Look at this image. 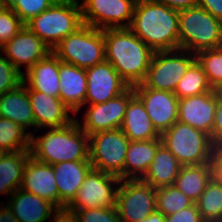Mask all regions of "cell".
<instances>
[{"label":"cell","mask_w":222,"mask_h":222,"mask_svg":"<svg viewBox=\"0 0 222 222\" xmlns=\"http://www.w3.org/2000/svg\"><path fill=\"white\" fill-rule=\"evenodd\" d=\"M129 29L154 52L179 49L178 11L157 0H137Z\"/></svg>","instance_id":"cell-1"},{"label":"cell","mask_w":222,"mask_h":222,"mask_svg":"<svg viewBox=\"0 0 222 222\" xmlns=\"http://www.w3.org/2000/svg\"><path fill=\"white\" fill-rule=\"evenodd\" d=\"M103 34L106 61L129 86L142 83L154 51L129 28H107Z\"/></svg>","instance_id":"cell-2"},{"label":"cell","mask_w":222,"mask_h":222,"mask_svg":"<svg viewBox=\"0 0 222 222\" xmlns=\"http://www.w3.org/2000/svg\"><path fill=\"white\" fill-rule=\"evenodd\" d=\"M30 134V154L43 163L89 160V136L75 119L62 128H48L43 135Z\"/></svg>","instance_id":"cell-3"},{"label":"cell","mask_w":222,"mask_h":222,"mask_svg":"<svg viewBox=\"0 0 222 222\" xmlns=\"http://www.w3.org/2000/svg\"><path fill=\"white\" fill-rule=\"evenodd\" d=\"M83 25L80 0H56L47 10L25 24L51 49Z\"/></svg>","instance_id":"cell-4"},{"label":"cell","mask_w":222,"mask_h":222,"mask_svg":"<svg viewBox=\"0 0 222 222\" xmlns=\"http://www.w3.org/2000/svg\"><path fill=\"white\" fill-rule=\"evenodd\" d=\"M179 49L197 54L222 47V21L200 6L178 11Z\"/></svg>","instance_id":"cell-5"},{"label":"cell","mask_w":222,"mask_h":222,"mask_svg":"<svg viewBox=\"0 0 222 222\" xmlns=\"http://www.w3.org/2000/svg\"><path fill=\"white\" fill-rule=\"evenodd\" d=\"M52 52L64 63L88 69L106 61L102 29L83 25L62 39Z\"/></svg>","instance_id":"cell-6"},{"label":"cell","mask_w":222,"mask_h":222,"mask_svg":"<svg viewBox=\"0 0 222 222\" xmlns=\"http://www.w3.org/2000/svg\"><path fill=\"white\" fill-rule=\"evenodd\" d=\"M160 138L182 165L210 163L214 145L206 132L177 121Z\"/></svg>","instance_id":"cell-7"},{"label":"cell","mask_w":222,"mask_h":222,"mask_svg":"<svg viewBox=\"0 0 222 222\" xmlns=\"http://www.w3.org/2000/svg\"><path fill=\"white\" fill-rule=\"evenodd\" d=\"M129 142L120 128L89 135V160L93 169L124 180V163Z\"/></svg>","instance_id":"cell-8"},{"label":"cell","mask_w":222,"mask_h":222,"mask_svg":"<svg viewBox=\"0 0 222 222\" xmlns=\"http://www.w3.org/2000/svg\"><path fill=\"white\" fill-rule=\"evenodd\" d=\"M195 61L196 54L184 49L154 52L142 84L148 88L174 92Z\"/></svg>","instance_id":"cell-9"},{"label":"cell","mask_w":222,"mask_h":222,"mask_svg":"<svg viewBox=\"0 0 222 222\" xmlns=\"http://www.w3.org/2000/svg\"><path fill=\"white\" fill-rule=\"evenodd\" d=\"M115 207L122 222H140L156 211V188L141 179L121 180Z\"/></svg>","instance_id":"cell-10"},{"label":"cell","mask_w":222,"mask_h":222,"mask_svg":"<svg viewBox=\"0 0 222 222\" xmlns=\"http://www.w3.org/2000/svg\"><path fill=\"white\" fill-rule=\"evenodd\" d=\"M120 182L116 175L92 169L65 210L115 207Z\"/></svg>","instance_id":"cell-11"},{"label":"cell","mask_w":222,"mask_h":222,"mask_svg":"<svg viewBox=\"0 0 222 222\" xmlns=\"http://www.w3.org/2000/svg\"><path fill=\"white\" fill-rule=\"evenodd\" d=\"M137 0H83L82 19L97 29L129 28Z\"/></svg>","instance_id":"cell-12"},{"label":"cell","mask_w":222,"mask_h":222,"mask_svg":"<svg viewBox=\"0 0 222 222\" xmlns=\"http://www.w3.org/2000/svg\"><path fill=\"white\" fill-rule=\"evenodd\" d=\"M135 95L129 86L123 93L104 103L87 105L80 128L89 136L96 132L120 128L129 100Z\"/></svg>","instance_id":"cell-13"},{"label":"cell","mask_w":222,"mask_h":222,"mask_svg":"<svg viewBox=\"0 0 222 222\" xmlns=\"http://www.w3.org/2000/svg\"><path fill=\"white\" fill-rule=\"evenodd\" d=\"M133 90L160 135L178 121L179 99L174 92L148 88L142 83L133 86Z\"/></svg>","instance_id":"cell-14"},{"label":"cell","mask_w":222,"mask_h":222,"mask_svg":"<svg viewBox=\"0 0 222 222\" xmlns=\"http://www.w3.org/2000/svg\"><path fill=\"white\" fill-rule=\"evenodd\" d=\"M0 52L5 54L12 65L22 74L20 67L24 65L26 72L41 59L45 58L52 49L44 43L27 26H24L11 40L5 43Z\"/></svg>","instance_id":"cell-15"},{"label":"cell","mask_w":222,"mask_h":222,"mask_svg":"<svg viewBox=\"0 0 222 222\" xmlns=\"http://www.w3.org/2000/svg\"><path fill=\"white\" fill-rule=\"evenodd\" d=\"M86 75L85 105L107 102L123 93L129 87L111 63L107 61L86 69Z\"/></svg>","instance_id":"cell-16"},{"label":"cell","mask_w":222,"mask_h":222,"mask_svg":"<svg viewBox=\"0 0 222 222\" xmlns=\"http://www.w3.org/2000/svg\"><path fill=\"white\" fill-rule=\"evenodd\" d=\"M217 96L214 89L178 101V121L212 135Z\"/></svg>","instance_id":"cell-17"},{"label":"cell","mask_w":222,"mask_h":222,"mask_svg":"<svg viewBox=\"0 0 222 222\" xmlns=\"http://www.w3.org/2000/svg\"><path fill=\"white\" fill-rule=\"evenodd\" d=\"M28 94L35 118V132H29V134H34L38 129L46 127L62 128L75 120L73 112L60 98L35 90H28Z\"/></svg>","instance_id":"cell-18"},{"label":"cell","mask_w":222,"mask_h":222,"mask_svg":"<svg viewBox=\"0 0 222 222\" xmlns=\"http://www.w3.org/2000/svg\"><path fill=\"white\" fill-rule=\"evenodd\" d=\"M93 169L90 160L64 161L53 165L54 176L58 189V209L65 208L76 197L80 186L88 173Z\"/></svg>","instance_id":"cell-19"},{"label":"cell","mask_w":222,"mask_h":222,"mask_svg":"<svg viewBox=\"0 0 222 222\" xmlns=\"http://www.w3.org/2000/svg\"><path fill=\"white\" fill-rule=\"evenodd\" d=\"M8 207L19 222L52 221L60 210L47 199L22 190H15L7 200ZM48 219V220H47Z\"/></svg>","instance_id":"cell-20"},{"label":"cell","mask_w":222,"mask_h":222,"mask_svg":"<svg viewBox=\"0 0 222 222\" xmlns=\"http://www.w3.org/2000/svg\"><path fill=\"white\" fill-rule=\"evenodd\" d=\"M20 188L47 199L58 208V189L53 165L40 162L30 156L24 168Z\"/></svg>","instance_id":"cell-21"},{"label":"cell","mask_w":222,"mask_h":222,"mask_svg":"<svg viewBox=\"0 0 222 222\" xmlns=\"http://www.w3.org/2000/svg\"><path fill=\"white\" fill-rule=\"evenodd\" d=\"M59 82L61 101L77 115L85 106L87 91L86 69L59 60Z\"/></svg>","instance_id":"cell-22"},{"label":"cell","mask_w":222,"mask_h":222,"mask_svg":"<svg viewBox=\"0 0 222 222\" xmlns=\"http://www.w3.org/2000/svg\"><path fill=\"white\" fill-rule=\"evenodd\" d=\"M23 83L28 90L43 92L59 98V59L50 52L23 74Z\"/></svg>","instance_id":"cell-23"},{"label":"cell","mask_w":222,"mask_h":222,"mask_svg":"<svg viewBox=\"0 0 222 222\" xmlns=\"http://www.w3.org/2000/svg\"><path fill=\"white\" fill-rule=\"evenodd\" d=\"M0 117L19 124L25 130L28 127H33L35 132V118L28 88L24 83L0 96Z\"/></svg>","instance_id":"cell-24"},{"label":"cell","mask_w":222,"mask_h":222,"mask_svg":"<svg viewBox=\"0 0 222 222\" xmlns=\"http://www.w3.org/2000/svg\"><path fill=\"white\" fill-rule=\"evenodd\" d=\"M120 129L130 141H145L160 138L141 100L134 95L128 102Z\"/></svg>","instance_id":"cell-25"},{"label":"cell","mask_w":222,"mask_h":222,"mask_svg":"<svg viewBox=\"0 0 222 222\" xmlns=\"http://www.w3.org/2000/svg\"><path fill=\"white\" fill-rule=\"evenodd\" d=\"M161 138L130 141L124 163V180L142 179L154 160Z\"/></svg>","instance_id":"cell-26"},{"label":"cell","mask_w":222,"mask_h":222,"mask_svg":"<svg viewBox=\"0 0 222 222\" xmlns=\"http://www.w3.org/2000/svg\"><path fill=\"white\" fill-rule=\"evenodd\" d=\"M181 167L182 164L177 158L161 144L157 148L148 171L141 180L154 188L173 185Z\"/></svg>","instance_id":"cell-27"},{"label":"cell","mask_w":222,"mask_h":222,"mask_svg":"<svg viewBox=\"0 0 222 222\" xmlns=\"http://www.w3.org/2000/svg\"><path fill=\"white\" fill-rule=\"evenodd\" d=\"M30 150L5 152L0 158V195L10 196L19 189Z\"/></svg>","instance_id":"cell-28"},{"label":"cell","mask_w":222,"mask_h":222,"mask_svg":"<svg viewBox=\"0 0 222 222\" xmlns=\"http://www.w3.org/2000/svg\"><path fill=\"white\" fill-rule=\"evenodd\" d=\"M211 180L210 163L182 165L173 185L195 203Z\"/></svg>","instance_id":"cell-29"},{"label":"cell","mask_w":222,"mask_h":222,"mask_svg":"<svg viewBox=\"0 0 222 222\" xmlns=\"http://www.w3.org/2000/svg\"><path fill=\"white\" fill-rule=\"evenodd\" d=\"M195 204L204 222H222V184L212 179Z\"/></svg>","instance_id":"cell-30"},{"label":"cell","mask_w":222,"mask_h":222,"mask_svg":"<svg viewBox=\"0 0 222 222\" xmlns=\"http://www.w3.org/2000/svg\"><path fill=\"white\" fill-rule=\"evenodd\" d=\"M212 90L202 66L196 60L180 79L174 93L182 99Z\"/></svg>","instance_id":"cell-31"},{"label":"cell","mask_w":222,"mask_h":222,"mask_svg":"<svg viewBox=\"0 0 222 222\" xmlns=\"http://www.w3.org/2000/svg\"><path fill=\"white\" fill-rule=\"evenodd\" d=\"M19 124L0 117V150L15 152L30 149V134Z\"/></svg>","instance_id":"cell-32"},{"label":"cell","mask_w":222,"mask_h":222,"mask_svg":"<svg viewBox=\"0 0 222 222\" xmlns=\"http://www.w3.org/2000/svg\"><path fill=\"white\" fill-rule=\"evenodd\" d=\"M194 202L174 185L156 188V211L164 216L191 206Z\"/></svg>","instance_id":"cell-33"},{"label":"cell","mask_w":222,"mask_h":222,"mask_svg":"<svg viewBox=\"0 0 222 222\" xmlns=\"http://www.w3.org/2000/svg\"><path fill=\"white\" fill-rule=\"evenodd\" d=\"M196 60L202 66L210 86L214 89L222 82V47L202 50L196 54Z\"/></svg>","instance_id":"cell-34"},{"label":"cell","mask_w":222,"mask_h":222,"mask_svg":"<svg viewBox=\"0 0 222 222\" xmlns=\"http://www.w3.org/2000/svg\"><path fill=\"white\" fill-rule=\"evenodd\" d=\"M56 0H13L9 7L26 24L35 16L47 10Z\"/></svg>","instance_id":"cell-35"},{"label":"cell","mask_w":222,"mask_h":222,"mask_svg":"<svg viewBox=\"0 0 222 222\" xmlns=\"http://www.w3.org/2000/svg\"><path fill=\"white\" fill-rule=\"evenodd\" d=\"M25 24L18 15L9 7L0 10V48L15 36Z\"/></svg>","instance_id":"cell-36"},{"label":"cell","mask_w":222,"mask_h":222,"mask_svg":"<svg viewBox=\"0 0 222 222\" xmlns=\"http://www.w3.org/2000/svg\"><path fill=\"white\" fill-rule=\"evenodd\" d=\"M65 211L72 214L77 222H122L116 207Z\"/></svg>","instance_id":"cell-37"},{"label":"cell","mask_w":222,"mask_h":222,"mask_svg":"<svg viewBox=\"0 0 222 222\" xmlns=\"http://www.w3.org/2000/svg\"><path fill=\"white\" fill-rule=\"evenodd\" d=\"M23 83V74L0 52V96Z\"/></svg>","instance_id":"cell-38"},{"label":"cell","mask_w":222,"mask_h":222,"mask_svg":"<svg viewBox=\"0 0 222 222\" xmlns=\"http://www.w3.org/2000/svg\"><path fill=\"white\" fill-rule=\"evenodd\" d=\"M165 222H204L195 203L179 210L176 213L165 216Z\"/></svg>","instance_id":"cell-39"},{"label":"cell","mask_w":222,"mask_h":222,"mask_svg":"<svg viewBox=\"0 0 222 222\" xmlns=\"http://www.w3.org/2000/svg\"><path fill=\"white\" fill-rule=\"evenodd\" d=\"M214 146H222V99L217 97L214 126L210 136Z\"/></svg>","instance_id":"cell-40"},{"label":"cell","mask_w":222,"mask_h":222,"mask_svg":"<svg viewBox=\"0 0 222 222\" xmlns=\"http://www.w3.org/2000/svg\"><path fill=\"white\" fill-rule=\"evenodd\" d=\"M212 179L222 184V146H214L210 159Z\"/></svg>","instance_id":"cell-41"},{"label":"cell","mask_w":222,"mask_h":222,"mask_svg":"<svg viewBox=\"0 0 222 222\" xmlns=\"http://www.w3.org/2000/svg\"><path fill=\"white\" fill-rule=\"evenodd\" d=\"M198 6L222 21V0H199Z\"/></svg>","instance_id":"cell-42"},{"label":"cell","mask_w":222,"mask_h":222,"mask_svg":"<svg viewBox=\"0 0 222 222\" xmlns=\"http://www.w3.org/2000/svg\"><path fill=\"white\" fill-rule=\"evenodd\" d=\"M162 4H165L170 9L177 11L188 9L198 5L199 0H157Z\"/></svg>","instance_id":"cell-43"},{"label":"cell","mask_w":222,"mask_h":222,"mask_svg":"<svg viewBox=\"0 0 222 222\" xmlns=\"http://www.w3.org/2000/svg\"><path fill=\"white\" fill-rule=\"evenodd\" d=\"M0 222H19L7 204L0 205Z\"/></svg>","instance_id":"cell-44"},{"label":"cell","mask_w":222,"mask_h":222,"mask_svg":"<svg viewBox=\"0 0 222 222\" xmlns=\"http://www.w3.org/2000/svg\"><path fill=\"white\" fill-rule=\"evenodd\" d=\"M52 222H77V221L72 214L67 213L65 210H60L57 214H55Z\"/></svg>","instance_id":"cell-45"},{"label":"cell","mask_w":222,"mask_h":222,"mask_svg":"<svg viewBox=\"0 0 222 222\" xmlns=\"http://www.w3.org/2000/svg\"><path fill=\"white\" fill-rule=\"evenodd\" d=\"M140 222H165V216L162 213L155 211Z\"/></svg>","instance_id":"cell-46"},{"label":"cell","mask_w":222,"mask_h":222,"mask_svg":"<svg viewBox=\"0 0 222 222\" xmlns=\"http://www.w3.org/2000/svg\"><path fill=\"white\" fill-rule=\"evenodd\" d=\"M214 91L216 96L222 99V82L214 88Z\"/></svg>","instance_id":"cell-47"},{"label":"cell","mask_w":222,"mask_h":222,"mask_svg":"<svg viewBox=\"0 0 222 222\" xmlns=\"http://www.w3.org/2000/svg\"><path fill=\"white\" fill-rule=\"evenodd\" d=\"M0 2L4 5V6H9L13 0H0Z\"/></svg>","instance_id":"cell-48"},{"label":"cell","mask_w":222,"mask_h":222,"mask_svg":"<svg viewBox=\"0 0 222 222\" xmlns=\"http://www.w3.org/2000/svg\"><path fill=\"white\" fill-rule=\"evenodd\" d=\"M3 154H4V152L2 150H0V158L2 157Z\"/></svg>","instance_id":"cell-49"},{"label":"cell","mask_w":222,"mask_h":222,"mask_svg":"<svg viewBox=\"0 0 222 222\" xmlns=\"http://www.w3.org/2000/svg\"><path fill=\"white\" fill-rule=\"evenodd\" d=\"M4 7V5L0 2V10Z\"/></svg>","instance_id":"cell-50"},{"label":"cell","mask_w":222,"mask_h":222,"mask_svg":"<svg viewBox=\"0 0 222 222\" xmlns=\"http://www.w3.org/2000/svg\"><path fill=\"white\" fill-rule=\"evenodd\" d=\"M59 1H76V0H59Z\"/></svg>","instance_id":"cell-51"}]
</instances>
